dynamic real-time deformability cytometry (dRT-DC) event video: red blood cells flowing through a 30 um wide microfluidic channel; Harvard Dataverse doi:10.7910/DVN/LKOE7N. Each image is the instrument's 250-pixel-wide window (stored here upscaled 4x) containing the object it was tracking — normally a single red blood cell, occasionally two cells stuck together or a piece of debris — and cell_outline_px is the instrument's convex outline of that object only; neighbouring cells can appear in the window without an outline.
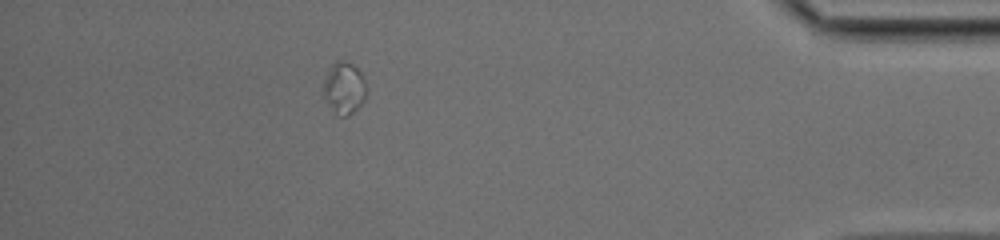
{"species": "common noctule bat (a hibernating species)", "species_latin": "Nyctalus noctula", "temperature_condition": "cold", "stored_images_in_passage": 39, "camera_frame_rate_fps": 3000, "um_per_image_px": 0.085, "animal": {"sex": "female", "body_mass_g": 17.0, "forearm_length_mm": 48.0}, "frame": {"image": 1, "passage_image": 34, "time_ms": 11.0, "image_size_px": [1000, 240], "cell_outline_px": [[364, 100], [348, 116], [340, 116], [332, 112], [324, 96], [324, 80], [332, 64], [336, 60], [344, 60], [352, 64], [360, 72], [364, 80]], "centroid_in_image_um": [29.22, 7.48], "position_along_channel_um": 406.0, "area_um2": 12.66}}